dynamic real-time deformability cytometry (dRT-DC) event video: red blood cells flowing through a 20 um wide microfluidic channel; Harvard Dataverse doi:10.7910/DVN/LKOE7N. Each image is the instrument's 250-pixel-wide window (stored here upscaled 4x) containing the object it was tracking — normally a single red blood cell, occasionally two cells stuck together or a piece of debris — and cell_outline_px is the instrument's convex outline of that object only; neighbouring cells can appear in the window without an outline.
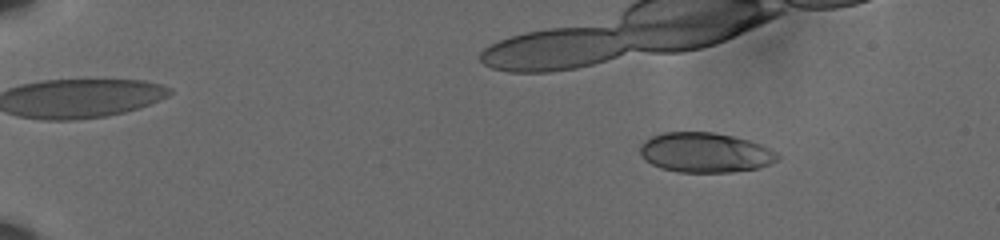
{"species": "human", "species_latin": "Homo sapiens", "temperature_condition": "cold", "stored_images_in_passage": 50, "camera_frame_rate_fps": 3000, "um_per_image_px": 0.085, "donor": {"sex": "male"}, "frame": {"image": 1, "passage_image": 8, "time_ms": 2.333, "image_size_px": [1000, 240], "cell_outline_px": [[780, 160], [760, 168], [732, 172], [676, 172], [660, 168], [644, 160], [640, 152], [640, 144], [644, 140], [652, 136], [664, 132], [712, 132], [732, 136], [748, 140], [760, 144], [776, 152], [780, 156]], "centroid_in_image_um": [59.94, 12.98], "position_along_channel_um": 25.1, "area_um2": 32.14}}